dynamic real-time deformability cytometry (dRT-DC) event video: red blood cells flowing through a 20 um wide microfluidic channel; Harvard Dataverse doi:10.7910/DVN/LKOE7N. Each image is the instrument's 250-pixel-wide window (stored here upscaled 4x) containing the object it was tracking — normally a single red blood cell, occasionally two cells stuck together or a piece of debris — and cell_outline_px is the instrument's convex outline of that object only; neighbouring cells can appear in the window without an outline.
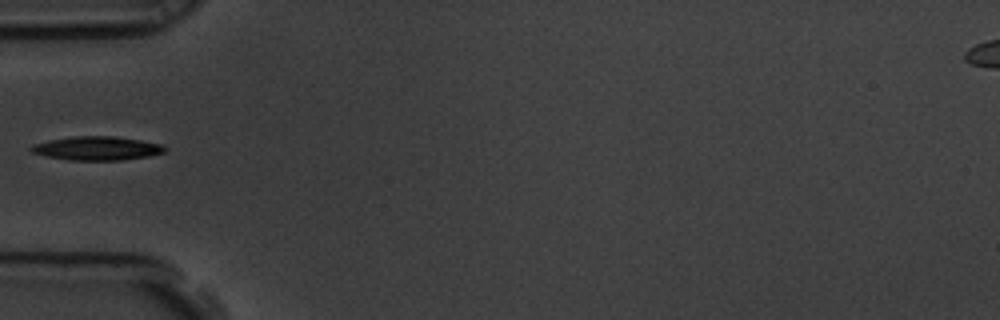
{"species": "common noctule bat (a hibernating species)", "species_latin": "Nyctalus noctula", "temperature_condition": "room temperature", "stored_images_in_passage": 39, "camera_frame_rate_fps": 3000, "um_per_image_px": 0.085, "animal": {"sex": "male", "body_mass_g": 19.5, "forearm_length_mm": 54.6}, "frame": {"image": 1, "passage_image": 1, "time_ms": 0.0, "image_size_px": [1000, 320], "cell_outline_px": [[164, 152], [148, 156], [120, 160], [68, 160], [48, 156], [32, 152], [28, 148], [32, 144], [48, 140], [72, 136], [112, 136], [140, 140], [160, 144], [164, 148]], "centroid_in_image_um": [8.17, 12.6], "position_along_channel_um": 76.8, "area_um2": 18.32}}
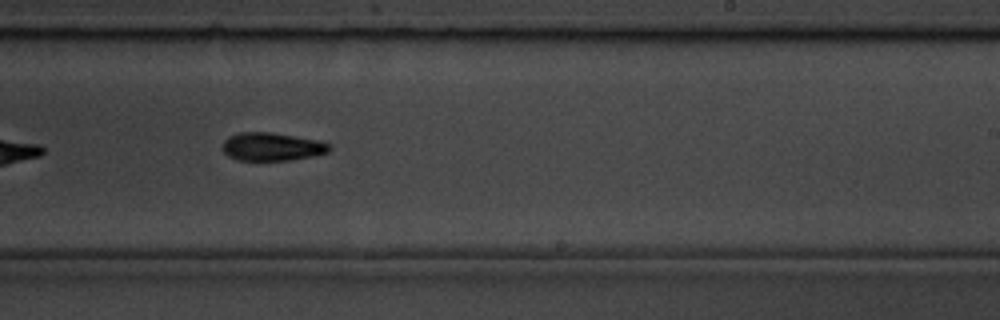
{"frame": {"image": 2, "passage_image": 17, "time_ms": 5.333, "image_size_px": [1000, 320], "cell_outline_px": [[332, 148], [328, 152], [312, 156], [288, 160], [236, 160], [228, 156], [224, 152], [224, 140], [228, 136], [240, 132], [272, 132], [296, 136], [316, 140], [332, 144]], "centroid_in_image_um": [23.12, 12.46], "position_along_channel_um": 265.9, "area_um2": 17.51}}
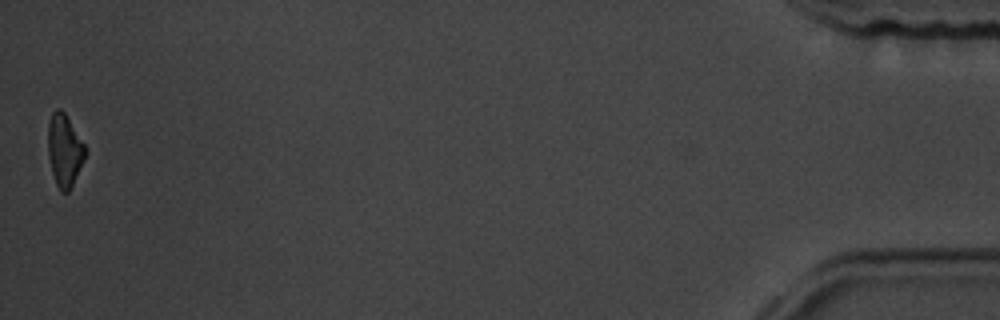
{"frame": {"image": 3, "passage_image": 39, "time_ms": 12.667, "image_size_px": [1000, 320], "cell_outline_px": [[88, 152], [68, 192], [60, 192], [56, 184], [52, 172], [48, 156], [48, 124], [52, 112], [56, 108], [60, 108], [64, 112], [84, 144]], "centroid_in_image_um": [5.47, 12.77], "position_along_channel_um": 429.7, "area_um2": 15.61}}